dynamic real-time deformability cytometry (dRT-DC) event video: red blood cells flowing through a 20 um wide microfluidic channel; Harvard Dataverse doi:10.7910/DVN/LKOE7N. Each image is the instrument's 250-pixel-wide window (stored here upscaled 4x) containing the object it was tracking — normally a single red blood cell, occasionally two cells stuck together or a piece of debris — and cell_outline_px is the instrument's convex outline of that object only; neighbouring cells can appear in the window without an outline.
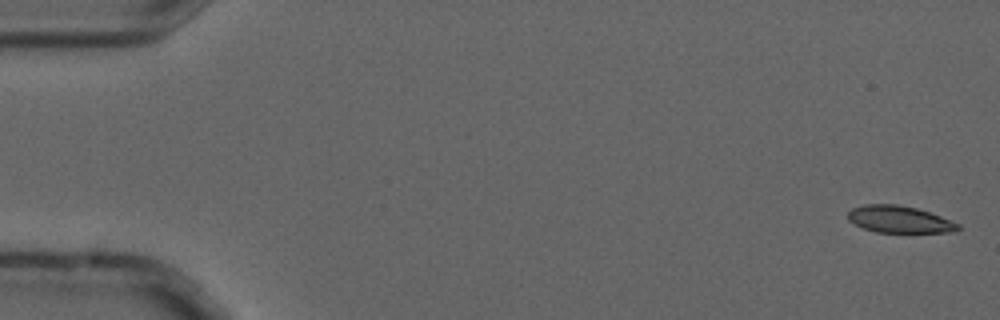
{"species": "common noctule bat (a hibernating species)", "species_latin": "Nyctalus noctula", "temperature_condition": "cold", "stored_images_in_passage": 4, "segment_of_instrument_passage": [2, 2], "camera_frame_rate_fps": 3000, "um_per_image_px": 0.085, "animal": {"sex": "male", "forearm_length_mm": 52.5}, "frame": {"image": 1, "passage_image": 4, "time_ms": 1.0, "image_size_px": [1000, 320], "cell_outline_px": [[960, 228], [956, 232], [876, 232], [864, 228], [848, 220], [848, 212], [852, 208], [864, 204], [896, 204], [916, 208], [940, 216], [960, 224]], "centroid_in_image_um": [76.45, 18.64], "position_along_channel_um": 8.6, "area_um2": 17.17}}